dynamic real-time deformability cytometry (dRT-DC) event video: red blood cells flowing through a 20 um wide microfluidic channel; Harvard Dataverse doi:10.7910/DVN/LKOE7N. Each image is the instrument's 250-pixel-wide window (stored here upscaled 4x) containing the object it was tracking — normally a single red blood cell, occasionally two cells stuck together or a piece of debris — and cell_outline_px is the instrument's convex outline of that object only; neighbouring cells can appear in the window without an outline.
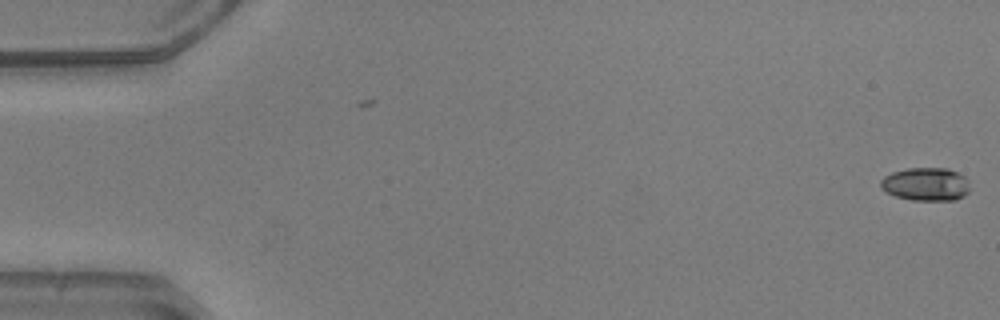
{"species": "common noctule bat (a hibernating species)", "species_latin": "Nyctalus noctula", "temperature_condition": "warm", "stored_images_in_passage": 3, "camera_frame_rate_fps": 3000, "um_per_image_px": 0.085, "animal": {"sex": "male", "body_mass_g": 20.5, "forearm_length_mm": 52.5}, "frame": {"image": 1, "passage_image": 3, "time_ms": 0.667, "image_size_px": [1000, 320], "cell_outline_px": [[968, 192], [964, 196], [956, 200], [912, 200], [896, 196], [880, 188], [880, 180], [884, 176], [892, 172], [908, 168], [948, 168], [964, 176], [968, 180]], "centroid_in_image_um": [78.69, 15.65], "position_along_channel_um": 6.3, "area_um2": 17.28}}